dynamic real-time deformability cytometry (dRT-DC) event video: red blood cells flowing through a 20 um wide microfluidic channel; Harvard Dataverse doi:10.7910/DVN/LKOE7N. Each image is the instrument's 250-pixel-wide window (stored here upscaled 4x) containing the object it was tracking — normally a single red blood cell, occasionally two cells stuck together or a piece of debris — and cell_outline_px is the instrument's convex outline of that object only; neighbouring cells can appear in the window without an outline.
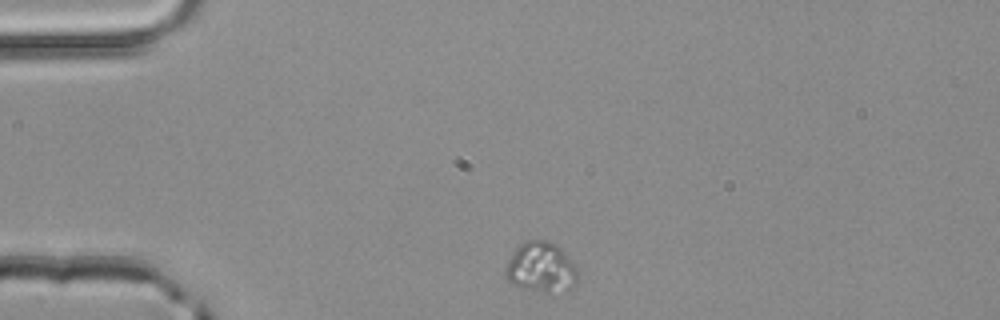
{"species": "common noctule bat (a hibernating species)", "species_latin": "Nyctalus noctula", "temperature_condition": "room temperature", "stored_images_in_passage": 2, "camera_frame_rate_fps": 3000, "um_per_image_px": 0.085, "animal": {"sex": "male", "body_mass_g": 20.4}, "frame": {"image": 1, "passage_image": 1, "time_ms": 0.0, "image_size_px": [1000, 320], "cell_outline_px": [[576, 284], [572, 288], [548, 292], [544, 292], [520, 288], [512, 284], [504, 276], [504, 268], [512, 252], [520, 244], [528, 240], [544, 240], [556, 244], [560, 248], [576, 268]], "centroid_in_image_um": [45.92, 22.73], "position_along_channel_um": 39.1, "area_um2": 20.98}}